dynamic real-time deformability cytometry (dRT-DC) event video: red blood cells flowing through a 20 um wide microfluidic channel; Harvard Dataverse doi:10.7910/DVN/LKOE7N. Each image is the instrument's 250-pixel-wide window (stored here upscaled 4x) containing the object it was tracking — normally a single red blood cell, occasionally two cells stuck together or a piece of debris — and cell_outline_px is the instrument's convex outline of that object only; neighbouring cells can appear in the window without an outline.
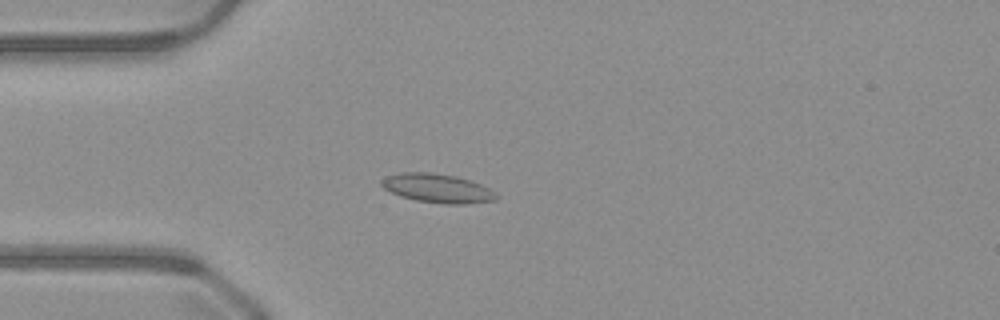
{"species": "common noctule bat (a hibernating species)", "species_latin": "Nyctalus noctula", "temperature_condition": "warm", "stored_images_in_passage": 51, "camera_frame_rate_fps": 3000, "um_per_image_px": 0.085, "animal": {"sex": "male", "body_mass_g": 23.1, "forearm_length_mm": 52.7}, "frame": {"image": 1, "passage_image": 14, "time_ms": 4.333, "image_size_px": [1000, 320], "cell_outline_px": [[496, 200], [464, 204], [444, 204], [416, 200], [400, 196], [384, 188], [380, 184], [380, 180], [384, 176], [400, 172], [432, 172], [456, 176], [480, 184], [496, 192]], "centroid_in_image_um": [37.13, 15.99], "position_along_channel_um": 47.9, "area_um2": 19.36}}
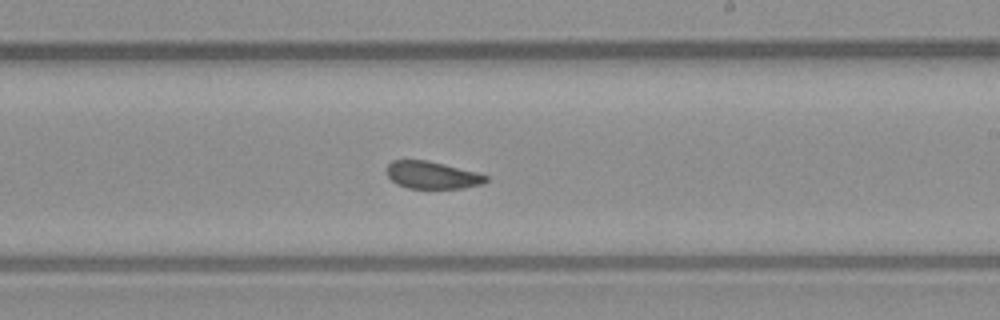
{"frame": {"image": 2, "passage_image": 30, "time_ms": 9.667, "image_size_px": [1000, 320], "cell_outline_px": [[488, 180], [484, 184], [464, 188], [408, 188], [396, 184], [388, 176], [388, 164], [392, 160], [428, 160], [476, 172], [488, 176]], "centroid_in_image_um": [36.75, 14.89], "position_along_channel_um": 252.2, "area_um2": 15.78}}
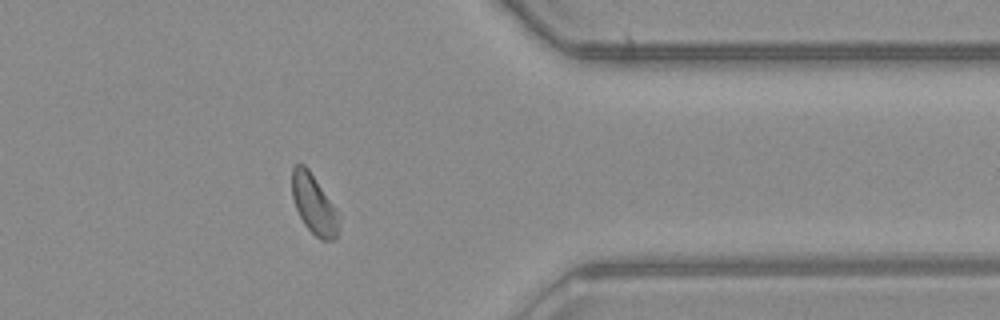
{"frame": {"image": 3, "passage_image": 41, "time_ms": 13.333, "image_size_px": [1000, 320], "cell_outline_px": [[340, 216], [336, 240], [320, 240], [304, 224], [296, 208], [292, 196], [292, 168], [296, 164], [304, 164], [308, 168], [340, 212]], "centroid_in_image_um": [26.72, 17.37], "position_along_channel_um": 384.7, "area_um2": 16.47}, "authors_computed_cell_mechanics": {"area_um2": 17.1088, "velocity_mm_per_s": 4.0644, "shape_relaxation_time_tau1_ms": null, "shape_relaxation_time_tau2_ms": 1.2958, "deformation_change_tau1": null, "deformation_change_tau2": 0.0572}}